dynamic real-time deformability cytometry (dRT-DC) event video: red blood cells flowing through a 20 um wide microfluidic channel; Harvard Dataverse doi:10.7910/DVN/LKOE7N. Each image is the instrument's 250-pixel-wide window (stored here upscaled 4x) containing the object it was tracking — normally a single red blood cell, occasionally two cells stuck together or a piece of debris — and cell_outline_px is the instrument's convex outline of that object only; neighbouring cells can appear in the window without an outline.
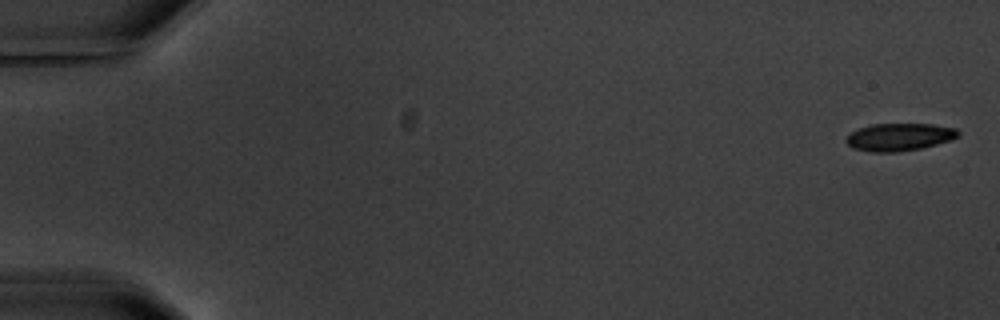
{"species": "common noctule bat (a hibernating species)", "species_latin": "Nyctalus noctula", "temperature_condition": "warm", "stored_images_in_passage": 5, "camera_frame_rate_fps": 3000, "um_per_image_px": 0.085, "animal": {"sex": "male", "body_mass_g": 20.1, "forearm_length_mm": 53.5}, "frame": {"image": 1, "passage_image": 1, "time_ms": 0.0, "image_size_px": [1000, 320], "cell_outline_px": [[960, 136], [936, 144], [920, 148], [896, 152], [872, 152], [852, 148], [844, 140], [852, 132], [860, 128], [872, 124], [932, 124], [956, 128], [960, 132]], "centroid_in_image_um": [76.44, 11.64], "position_along_channel_um": 8.6, "area_um2": 17.86}}
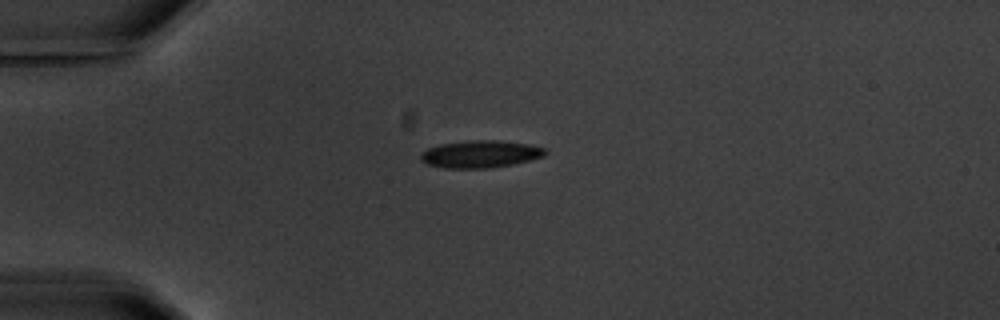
{"frame": {"image": 2, "passage_image": 5, "time_ms": 4.667, "image_size_px": [1000, 320], "cell_outline_px": [[548, 152], [544, 156], [512, 164], [488, 168], [444, 168], [428, 164], [420, 160], [420, 156], [428, 148], [440, 144], [472, 140], [496, 140], [528, 144], [544, 148]], "centroid_in_image_um": [40.83, 13.09], "position_along_channel_um": 44.2, "area_um2": 19.59}}